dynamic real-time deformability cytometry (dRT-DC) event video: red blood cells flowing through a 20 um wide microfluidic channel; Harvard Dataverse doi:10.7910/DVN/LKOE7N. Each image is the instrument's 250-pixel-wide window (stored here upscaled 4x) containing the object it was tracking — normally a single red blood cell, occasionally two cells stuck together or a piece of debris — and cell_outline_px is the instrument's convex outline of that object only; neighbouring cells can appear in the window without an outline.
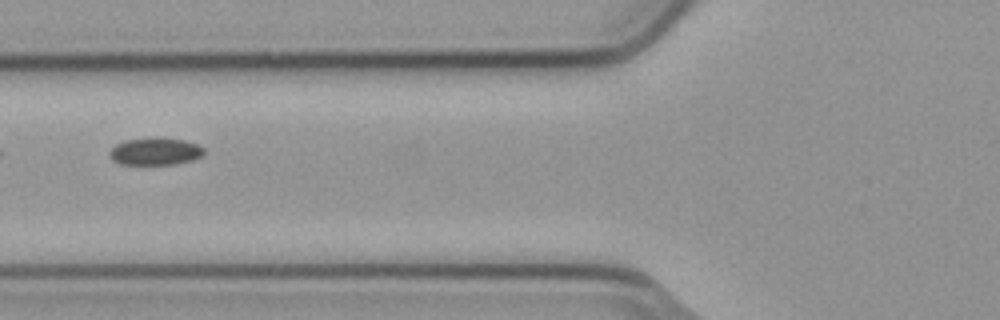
{"species": "common noctule bat (a hibernating species)", "species_latin": "Nyctalus noctula", "temperature_condition": "cold", "stored_images_in_passage": 3, "camera_frame_rate_fps": 3000, "um_per_image_px": 0.085, "animal": {"sex": "male", "body_mass_g": 23.1, "forearm_length_mm": 52.7}, "frame": {"image": 1, "passage_image": 2, "time_ms": 0.333, "image_size_px": [1000, 320], "cell_outline_px": [[204, 152], [200, 156], [192, 160], [176, 164], [120, 164], [112, 160], [108, 152], [116, 144], [124, 140], [156, 136], [184, 140], [196, 144], [204, 148]], "centroid_in_image_um": [13.17, 12.85], "position_along_channel_um": 112.6, "area_um2": 15.2}}
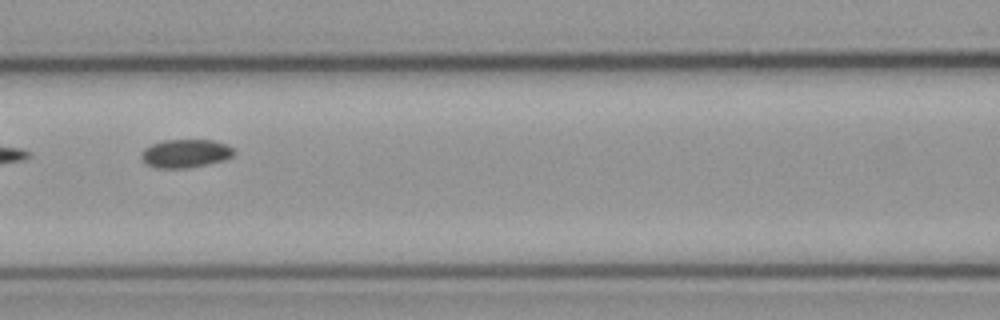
{"frame": {"image": 2, "passage_image": 3, "time_ms": 0.667, "image_size_px": [1000, 320], "cell_outline_px": [[236, 152], [232, 156], [224, 160], [208, 164], [188, 168], [156, 168], [144, 164], [140, 156], [140, 152], [144, 148], [152, 144], [164, 140], [212, 140], [228, 144]], "centroid_in_image_um": [15.74, 13.05], "position_along_channel_um": 150.9, "area_um2": 15.55}}